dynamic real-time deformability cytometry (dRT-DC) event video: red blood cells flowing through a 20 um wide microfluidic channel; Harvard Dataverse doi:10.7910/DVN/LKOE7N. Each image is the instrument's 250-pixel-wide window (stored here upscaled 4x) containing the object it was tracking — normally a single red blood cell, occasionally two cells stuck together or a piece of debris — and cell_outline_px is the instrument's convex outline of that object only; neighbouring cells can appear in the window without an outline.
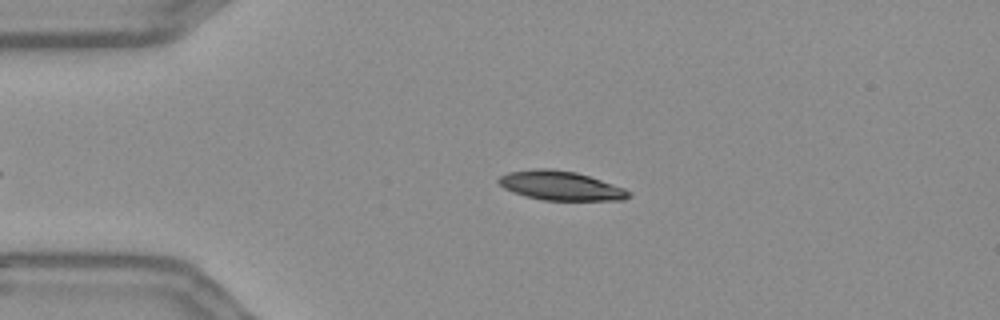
{"species": "Egyptian fruit bat (a non-hibernating species)", "species_latin": "Rousettus aegyptiacus", "temperature_condition": "warm", "stored_images_in_passage": 42, "camera_frame_rate_fps": 3000, "um_per_image_px": 0.085, "frame": {"image": 1, "passage_image": 5, "time_ms": 1.333, "image_size_px": [1000, 320], "cell_outline_px": [[632, 196], [624, 200], [544, 200], [524, 196], [512, 192], [504, 188], [496, 180], [500, 176], [508, 172], [532, 168], [552, 168], [576, 172], [624, 188], [632, 192]], "centroid_in_image_um": [47.64, 15.78], "position_along_channel_um": 37.4, "area_um2": 22.25}}
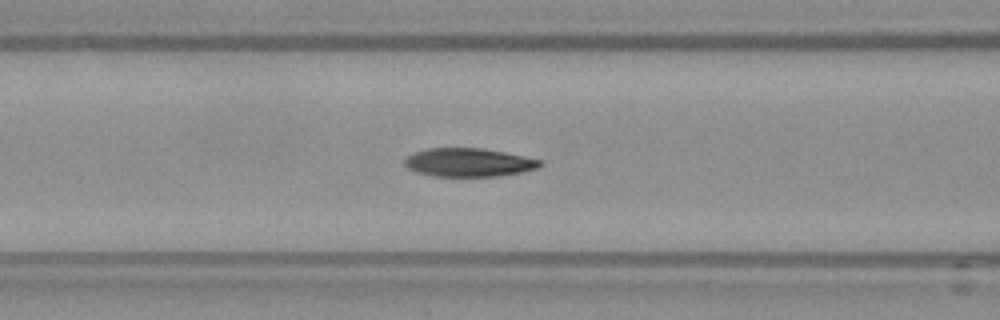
{"frame": {"image": 2, "passage_image": 15, "time_ms": 4.667, "image_size_px": [1000, 320], "cell_outline_px": [[544, 164], [540, 168], [500, 176], [436, 176], [416, 172], [408, 168], [404, 164], [404, 156], [412, 152], [428, 148], [484, 148], [524, 156], [540, 160]], "centroid_in_image_um": [39.82, 13.8], "position_along_channel_um": 126.8, "area_um2": 22.66}}
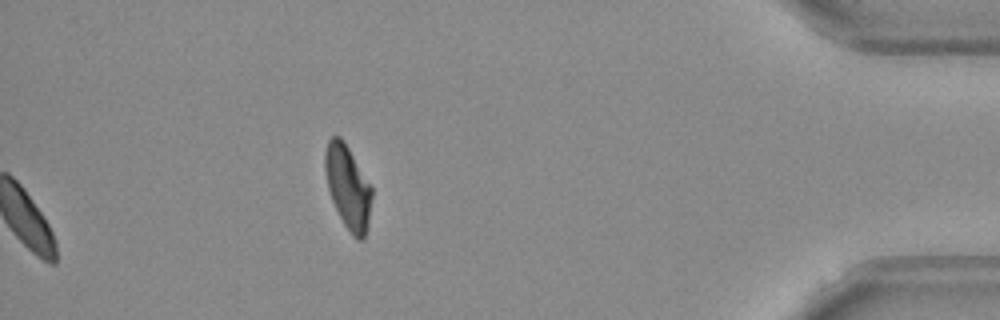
{"frame": {"image": 3, "passage_image": 42, "time_ms": 13.667, "image_size_px": [1000, 320], "cell_outline_px": [[372, 196], [368, 224], [364, 240], [356, 240], [352, 236], [344, 224], [332, 200], [328, 188], [324, 168], [324, 152], [328, 140], [332, 136], [340, 136], [348, 148], [372, 188]], "centroid_in_image_um": [29.56, 15.92], "position_along_channel_um": 405.6, "area_um2": 22.54}, "authors_computed_cell_mechanics": {"area_um2": 23.2645, "velocity_mm_per_s": 3.6567, "shape_relaxation_time_tau1_ms": 5.5428, "shape_relaxation_time_tau2_ms": 4.9847, "deformation_change_tau1": 0.1776, "deformation_change_tau2": 0.0884}}